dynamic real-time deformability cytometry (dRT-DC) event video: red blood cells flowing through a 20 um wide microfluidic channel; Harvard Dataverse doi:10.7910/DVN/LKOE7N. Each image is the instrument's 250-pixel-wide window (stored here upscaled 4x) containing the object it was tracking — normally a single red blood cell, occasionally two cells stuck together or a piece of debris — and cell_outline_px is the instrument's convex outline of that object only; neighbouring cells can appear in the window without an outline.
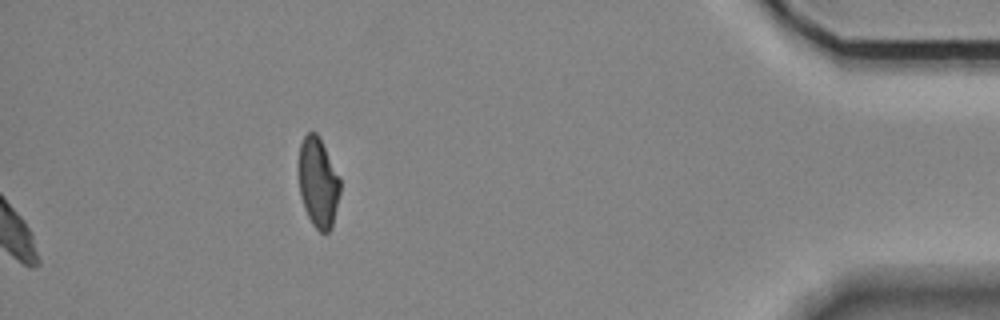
{"species": "Egyptian fruit bat (a non-hibernating species)", "species_latin": "Rousettus aegyptiacus", "temperature_condition": "room temperature", "stored_images_in_passage": 41, "camera_frame_rate_fps": 3000, "um_per_image_px": 0.085, "animal": {"sex": "female"}, "frame": {"image": 1, "passage_image": 41, "time_ms": 13.333, "image_size_px": [1000, 320], "cell_outline_px": [[340, 192], [332, 228], [328, 232], [320, 232], [312, 224], [304, 208], [300, 192], [296, 168], [300, 144], [304, 136], [308, 132], [316, 132], [320, 136], [340, 176]], "centroid_in_image_um": [27.02, 15.47], "position_along_channel_um": 408.2, "area_um2": 22.37}, "authors_computed_cell_mechanics": {"area_um2": 19.9988, "velocity_mm_per_s": 3.6511, "shape_relaxation_time_tau1_ms": 4.9152, "shape_relaxation_time_tau2_ms": 3.5178, "deformation_change_tau1": 0.1101, "deformation_change_tau2": 0.0809}}